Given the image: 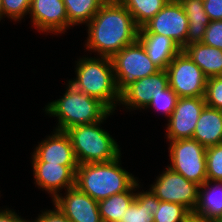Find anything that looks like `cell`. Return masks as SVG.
<instances>
[{"instance_id": "cell-33", "label": "cell", "mask_w": 222, "mask_h": 222, "mask_svg": "<svg viewBox=\"0 0 222 222\" xmlns=\"http://www.w3.org/2000/svg\"><path fill=\"white\" fill-rule=\"evenodd\" d=\"M203 4L211 21L222 20V0H203Z\"/></svg>"}, {"instance_id": "cell-19", "label": "cell", "mask_w": 222, "mask_h": 222, "mask_svg": "<svg viewBox=\"0 0 222 222\" xmlns=\"http://www.w3.org/2000/svg\"><path fill=\"white\" fill-rule=\"evenodd\" d=\"M183 51L202 69L207 78L222 76V50L199 42L186 46Z\"/></svg>"}, {"instance_id": "cell-4", "label": "cell", "mask_w": 222, "mask_h": 222, "mask_svg": "<svg viewBox=\"0 0 222 222\" xmlns=\"http://www.w3.org/2000/svg\"><path fill=\"white\" fill-rule=\"evenodd\" d=\"M63 96L45 106V114L57 117L56 130L67 129L103 120L111 110L100 100L84 94L67 81Z\"/></svg>"}, {"instance_id": "cell-20", "label": "cell", "mask_w": 222, "mask_h": 222, "mask_svg": "<svg viewBox=\"0 0 222 222\" xmlns=\"http://www.w3.org/2000/svg\"><path fill=\"white\" fill-rule=\"evenodd\" d=\"M194 212L212 220L222 221V181L206 180L199 186L198 205Z\"/></svg>"}, {"instance_id": "cell-12", "label": "cell", "mask_w": 222, "mask_h": 222, "mask_svg": "<svg viewBox=\"0 0 222 222\" xmlns=\"http://www.w3.org/2000/svg\"><path fill=\"white\" fill-rule=\"evenodd\" d=\"M169 86V77L166 70L135 80L121 91L120 105L127 110L147 109L152 97Z\"/></svg>"}, {"instance_id": "cell-28", "label": "cell", "mask_w": 222, "mask_h": 222, "mask_svg": "<svg viewBox=\"0 0 222 222\" xmlns=\"http://www.w3.org/2000/svg\"><path fill=\"white\" fill-rule=\"evenodd\" d=\"M178 95L172 90L170 86L165 88L162 92L152 97L151 103L147 108H154L167 117L168 120L176 107Z\"/></svg>"}, {"instance_id": "cell-21", "label": "cell", "mask_w": 222, "mask_h": 222, "mask_svg": "<svg viewBox=\"0 0 222 222\" xmlns=\"http://www.w3.org/2000/svg\"><path fill=\"white\" fill-rule=\"evenodd\" d=\"M188 18L186 46L202 42L207 25L211 22L204 10L203 0H178Z\"/></svg>"}, {"instance_id": "cell-11", "label": "cell", "mask_w": 222, "mask_h": 222, "mask_svg": "<svg viewBox=\"0 0 222 222\" xmlns=\"http://www.w3.org/2000/svg\"><path fill=\"white\" fill-rule=\"evenodd\" d=\"M205 106L204 97L178 98L176 107L168 119L167 141L192 138L199 116Z\"/></svg>"}, {"instance_id": "cell-30", "label": "cell", "mask_w": 222, "mask_h": 222, "mask_svg": "<svg viewBox=\"0 0 222 222\" xmlns=\"http://www.w3.org/2000/svg\"><path fill=\"white\" fill-rule=\"evenodd\" d=\"M30 4V0H2L3 18L7 17L15 22L21 21L29 14Z\"/></svg>"}, {"instance_id": "cell-34", "label": "cell", "mask_w": 222, "mask_h": 222, "mask_svg": "<svg viewBox=\"0 0 222 222\" xmlns=\"http://www.w3.org/2000/svg\"><path fill=\"white\" fill-rule=\"evenodd\" d=\"M0 222H30V220H26L15 213L14 210L6 208L4 210L0 209Z\"/></svg>"}, {"instance_id": "cell-26", "label": "cell", "mask_w": 222, "mask_h": 222, "mask_svg": "<svg viewBox=\"0 0 222 222\" xmlns=\"http://www.w3.org/2000/svg\"><path fill=\"white\" fill-rule=\"evenodd\" d=\"M190 211L179 203L160 201L154 222H184Z\"/></svg>"}, {"instance_id": "cell-13", "label": "cell", "mask_w": 222, "mask_h": 222, "mask_svg": "<svg viewBox=\"0 0 222 222\" xmlns=\"http://www.w3.org/2000/svg\"><path fill=\"white\" fill-rule=\"evenodd\" d=\"M64 195L63 193L58 194L52 203L71 222H103L98 201L92 199L88 194L74 186L65 190Z\"/></svg>"}, {"instance_id": "cell-8", "label": "cell", "mask_w": 222, "mask_h": 222, "mask_svg": "<svg viewBox=\"0 0 222 222\" xmlns=\"http://www.w3.org/2000/svg\"><path fill=\"white\" fill-rule=\"evenodd\" d=\"M169 86L181 97H204L207 77L202 69L181 50L166 69Z\"/></svg>"}, {"instance_id": "cell-9", "label": "cell", "mask_w": 222, "mask_h": 222, "mask_svg": "<svg viewBox=\"0 0 222 222\" xmlns=\"http://www.w3.org/2000/svg\"><path fill=\"white\" fill-rule=\"evenodd\" d=\"M164 170L149 189L160 201L179 203L194 212L198 205L199 185L168 166Z\"/></svg>"}, {"instance_id": "cell-23", "label": "cell", "mask_w": 222, "mask_h": 222, "mask_svg": "<svg viewBox=\"0 0 222 222\" xmlns=\"http://www.w3.org/2000/svg\"><path fill=\"white\" fill-rule=\"evenodd\" d=\"M139 180L126 192L114 194L98 201L99 212L103 222H118L123 218L126 209L135 199L140 188Z\"/></svg>"}, {"instance_id": "cell-18", "label": "cell", "mask_w": 222, "mask_h": 222, "mask_svg": "<svg viewBox=\"0 0 222 222\" xmlns=\"http://www.w3.org/2000/svg\"><path fill=\"white\" fill-rule=\"evenodd\" d=\"M192 139L205 148L222 143V110L206 105L199 116Z\"/></svg>"}, {"instance_id": "cell-24", "label": "cell", "mask_w": 222, "mask_h": 222, "mask_svg": "<svg viewBox=\"0 0 222 222\" xmlns=\"http://www.w3.org/2000/svg\"><path fill=\"white\" fill-rule=\"evenodd\" d=\"M107 0H63L68 17V29L88 24Z\"/></svg>"}, {"instance_id": "cell-7", "label": "cell", "mask_w": 222, "mask_h": 222, "mask_svg": "<svg viewBox=\"0 0 222 222\" xmlns=\"http://www.w3.org/2000/svg\"><path fill=\"white\" fill-rule=\"evenodd\" d=\"M115 80L120 91L131 82L150 76L160 69L147 55L139 40L111 57Z\"/></svg>"}, {"instance_id": "cell-3", "label": "cell", "mask_w": 222, "mask_h": 222, "mask_svg": "<svg viewBox=\"0 0 222 222\" xmlns=\"http://www.w3.org/2000/svg\"><path fill=\"white\" fill-rule=\"evenodd\" d=\"M97 57V58H96ZM82 57L76 62L74 80H68L78 90L104 103L111 111L120 105L119 90L110 57Z\"/></svg>"}, {"instance_id": "cell-29", "label": "cell", "mask_w": 222, "mask_h": 222, "mask_svg": "<svg viewBox=\"0 0 222 222\" xmlns=\"http://www.w3.org/2000/svg\"><path fill=\"white\" fill-rule=\"evenodd\" d=\"M204 99L207 106L222 110V76L207 78Z\"/></svg>"}, {"instance_id": "cell-10", "label": "cell", "mask_w": 222, "mask_h": 222, "mask_svg": "<svg viewBox=\"0 0 222 222\" xmlns=\"http://www.w3.org/2000/svg\"><path fill=\"white\" fill-rule=\"evenodd\" d=\"M188 18L178 0H169L138 34H158L173 40L183 50L186 47Z\"/></svg>"}, {"instance_id": "cell-32", "label": "cell", "mask_w": 222, "mask_h": 222, "mask_svg": "<svg viewBox=\"0 0 222 222\" xmlns=\"http://www.w3.org/2000/svg\"><path fill=\"white\" fill-rule=\"evenodd\" d=\"M30 222H71L55 205L54 208L45 209L41 214H38L36 220Z\"/></svg>"}, {"instance_id": "cell-31", "label": "cell", "mask_w": 222, "mask_h": 222, "mask_svg": "<svg viewBox=\"0 0 222 222\" xmlns=\"http://www.w3.org/2000/svg\"><path fill=\"white\" fill-rule=\"evenodd\" d=\"M202 43L222 50V20L211 21L207 25Z\"/></svg>"}, {"instance_id": "cell-6", "label": "cell", "mask_w": 222, "mask_h": 222, "mask_svg": "<svg viewBox=\"0 0 222 222\" xmlns=\"http://www.w3.org/2000/svg\"><path fill=\"white\" fill-rule=\"evenodd\" d=\"M169 143L168 167L201 186L207 180L206 148L192 138L173 140Z\"/></svg>"}, {"instance_id": "cell-35", "label": "cell", "mask_w": 222, "mask_h": 222, "mask_svg": "<svg viewBox=\"0 0 222 222\" xmlns=\"http://www.w3.org/2000/svg\"><path fill=\"white\" fill-rule=\"evenodd\" d=\"M184 222H216V220L209 219L207 217L196 214L195 212H190Z\"/></svg>"}, {"instance_id": "cell-36", "label": "cell", "mask_w": 222, "mask_h": 222, "mask_svg": "<svg viewBox=\"0 0 222 222\" xmlns=\"http://www.w3.org/2000/svg\"><path fill=\"white\" fill-rule=\"evenodd\" d=\"M3 18L2 0H0V21Z\"/></svg>"}, {"instance_id": "cell-27", "label": "cell", "mask_w": 222, "mask_h": 222, "mask_svg": "<svg viewBox=\"0 0 222 222\" xmlns=\"http://www.w3.org/2000/svg\"><path fill=\"white\" fill-rule=\"evenodd\" d=\"M207 180L222 181V143L206 148Z\"/></svg>"}, {"instance_id": "cell-22", "label": "cell", "mask_w": 222, "mask_h": 222, "mask_svg": "<svg viewBox=\"0 0 222 222\" xmlns=\"http://www.w3.org/2000/svg\"><path fill=\"white\" fill-rule=\"evenodd\" d=\"M159 205L160 200L150 189L137 191L134 201L118 222H154V214Z\"/></svg>"}, {"instance_id": "cell-15", "label": "cell", "mask_w": 222, "mask_h": 222, "mask_svg": "<svg viewBox=\"0 0 222 222\" xmlns=\"http://www.w3.org/2000/svg\"><path fill=\"white\" fill-rule=\"evenodd\" d=\"M29 15L38 32L56 35L68 30V17L63 0H32Z\"/></svg>"}, {"instance_id": "cell-5", "label": "cell", "mask_w": 222, "mask_h": 222, "mask_svg": "<svg viewBox=\"0 0 222 222\" xmlns=\"http://www.w3.org/2000/svg\"><path fill=\"white\" fill-rule=\"evenodd\" d=\"M112 114L113 111L99 122L73 126L65 131L71 140L78 164L110 162L121 155L118 142L101 127Z\"/></svg>"}, {"instance_id": "cell-14", "label": "cell", "mask_w": 222, "mask_h": 222, "mask_svg": "<svg viewBox=\"0 0 222 222\" xmlns=\"http://www.w3.org/2000/svg\"><path fill=\"white\" fill-rule=\"evenodd\" d=\"M35 184L42 191L51 195L52 200L62 192L75 186L78 165L49 164L48 162H31ZM61 190V191H60Z\"/></svg>"}, {"instance_id": "cell-17", "label": "cell", "mask_w": 222, "mask_h": 222, "mask_svg": "<svg viewBox=\"0 0 222 222\" xmlns=\"http://www.w3.org/2000/svg\"><path fill=\"white\" fill-rule=\"evenodd\" d=\"M138 40L152 62L160 69L166 70L169 63L181 51L170 38L158 34H138Z\"/></svg>"}, {"instance_id": "cell-2", "label": "cell", "mask_w": 222, "mask_h": 222, "mask_svg": "<svg viewBox=\"0 0 222 222\" xmlns=\"http://www.w3.org/2000/svg\"><path fill=\"white\" fill-rule=\"evenodd\" d=\"M121 165V155L110 162L79 164L75 186L96 201L126 192L138 178Z\"/></svg>"}, {"instance_id": "cell-25", "label": "cell", "mask_w": 222, "mask_h": 222, "mask_svg": "<svg viewBox=\"0 0 222 222\" xmlns=\"http://www.w3.org/2000/svg\"><path fill=\"white\" fill-rule=\"evenodd\" d=\"M131 14L139 28L150 21L169 0H118Z\"/></svg>"}, {"instance_id": "cell-1", "label": "cell", "mask_w": 222, "mask_h": 222, "mask_svg": "<svg viewBox=\"0 0 222 222\" xmlns=\"http://www.w3.org/2000/svg\"><path fill=\"white\" fill-rule=\"evenodd\" d=\"M86 26L88 37L84 46L98 56L111 58L138 40L139 27L118 0H107Z\"/></svg>"}, {"instance_id": "cell-16", "label": "cell", "mask_w": 222, "mask_h": 222, "mask_svg": "<svg viewBox=\"0 0 222 222\" xmlns=\"http://www.w3.org/2000/svg\"><path fill=\"white\" fill-rule=\"evenodd\" d=\"M33 150L32 162H48L49 164L79 165L71 140L65 131L53 129Z\"/></svg>"}]
</instances>
